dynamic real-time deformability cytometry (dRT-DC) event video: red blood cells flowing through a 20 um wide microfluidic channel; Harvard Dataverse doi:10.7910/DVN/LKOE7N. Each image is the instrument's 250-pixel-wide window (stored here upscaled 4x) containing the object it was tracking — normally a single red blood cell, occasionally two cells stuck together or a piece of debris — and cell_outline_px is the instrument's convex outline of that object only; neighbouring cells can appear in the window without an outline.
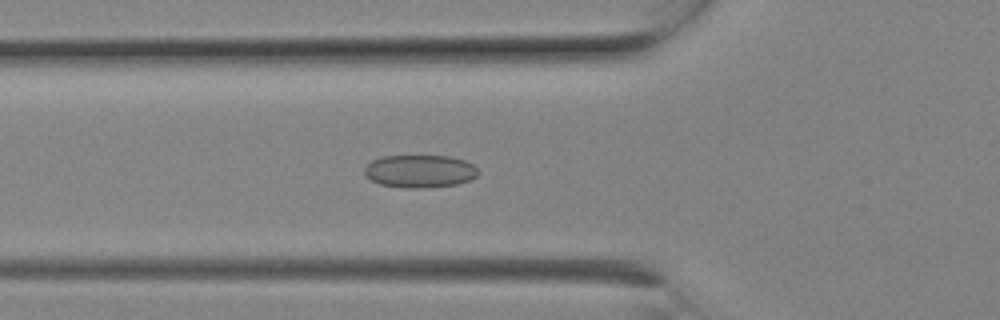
{"species": "Egyptian fruit bat (a non-hibernating species)", "species_latin": "Rousettus aegyptiacus", "temperature_condition": "room temperature", "stored_images_in_passage": 8, "camera_frame_rate_fps": 3000, "um_per_image_px": 0.085, "animal": {"sex": "female"}, "frame": {"image": 1, "passage_image": 8, "time_ms": 2.333, "image_size_px": [1000, 320], "cell_outline_px": [[480, 172], [476, 176], [468, 180], [456, 184], [428, 188], [404, 188], [380, 184], [372, 180], [364, 172], [364, 168], [372, 160], [380, 156], [448, 156], [464, 160], [472, 164]], "centroid_in_image_um": [35.68, 14.55], "position_along_channel_um": 90.1, "area_um2": 21.68}}